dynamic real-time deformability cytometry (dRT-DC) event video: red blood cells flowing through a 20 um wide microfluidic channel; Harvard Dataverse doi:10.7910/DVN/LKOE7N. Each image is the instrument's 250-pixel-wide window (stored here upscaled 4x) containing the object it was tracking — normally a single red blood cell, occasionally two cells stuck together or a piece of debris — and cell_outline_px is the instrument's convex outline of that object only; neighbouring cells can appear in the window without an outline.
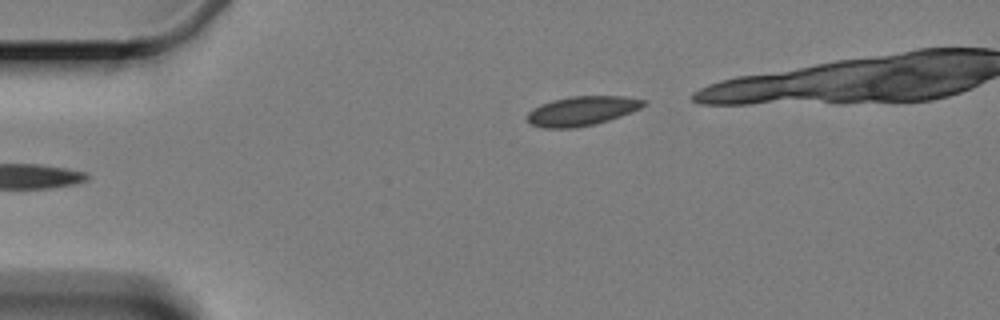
{"species": "Egyptian fruit bat (a non-hibernating species)", "species_latin": "Rousettus aegyptiacus", "temperature_condition": "cold", "stored_images_in_passage": 6, "camera_frame_rate_fps": 3000, "um_per_image_px": 0.085, "animal": {"sex": "female"}, "frame": {"image": 1, "passage_image": 6, "time_ms": 6.333, "image_size_px": [1000, 320], "cell_outline_px": [[648, 104], [640, 108], [620, 116], [596, 124], [572, 128], [544, 128], [532, 124], [524, 116], [532, 108], [540, 104], [552, 100], [568, 96], [624, 96], [648, 100]], "centroid_in_image_um": [49.46, 9.41], "position_along_channel_um": 35.5, "area_um2": 20.11}}